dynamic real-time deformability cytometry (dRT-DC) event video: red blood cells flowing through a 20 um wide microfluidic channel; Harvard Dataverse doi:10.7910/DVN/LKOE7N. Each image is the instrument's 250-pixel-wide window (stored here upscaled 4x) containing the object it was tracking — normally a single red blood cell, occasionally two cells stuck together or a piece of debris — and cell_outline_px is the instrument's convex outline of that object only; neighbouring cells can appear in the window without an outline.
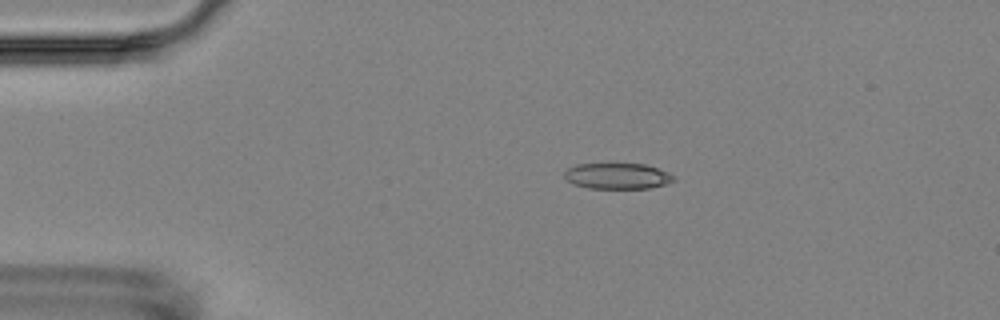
{"species": "Egyptian fruit bat (a non-hibernating species)", "species_latin": "Rousettus aegyptiacus", "temperature_condition": "room temperature", "stored_images_in_passage": 6, "camera_frame_rate_fps": 3000, "um_per_image_px": 0.085, "animal": {"sex": "female"}, "frame": {"image": 1, "passage_image": 3, "time_ms": 2.667, "image_size_px": [1000, 320], "cell_outline_px": [[676, 180], [668, 184], [652, 188], [588, 188], [572, 184], [564, 176], [564, 172], [568, 168], [576, 164], [644, 164], [668, 172], [676, 176]], "centroid_in_image_um": [52.51, 14.97], "position_along_channel_um": 32.5, "area_um2": 16.59}}
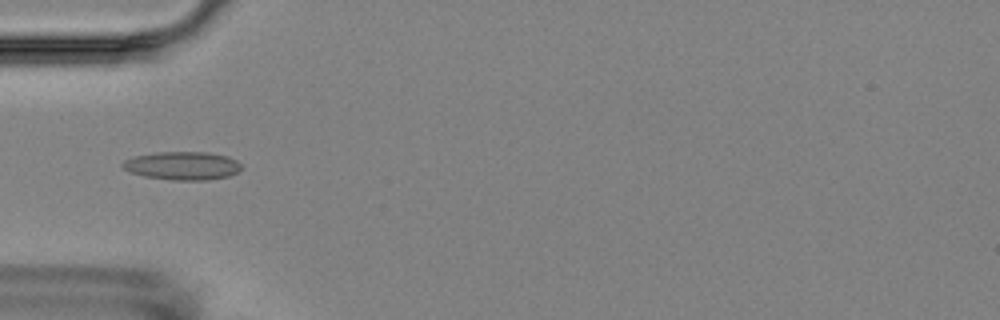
{"frame": {"image": 2, "passage_image": 5, "time_ms": 5.0, "image_size_px": [1000, 320], "cell_outline_px": [[244, 168], [228, 176], [208, 180], [172, 180], [144, 176], [128, 172], [120, 164], [124, 160], [136, 156], [156, 152], [208, 152], [228, 156], [236, 160]], "centroid_in_image_um": [15.51, 14.08], "position_along_channel_um": 69.5, "area_um2": 19.65}}